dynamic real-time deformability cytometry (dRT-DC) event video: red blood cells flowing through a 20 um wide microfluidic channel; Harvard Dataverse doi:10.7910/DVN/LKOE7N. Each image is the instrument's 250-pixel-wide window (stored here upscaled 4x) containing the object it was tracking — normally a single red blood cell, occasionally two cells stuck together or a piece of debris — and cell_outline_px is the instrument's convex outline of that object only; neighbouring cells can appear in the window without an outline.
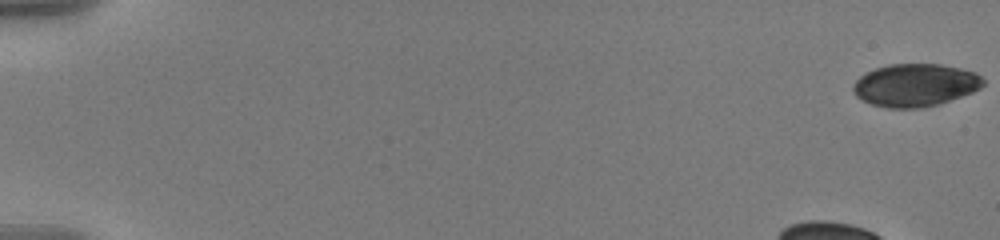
{"species": "human", "species_latin": "Homo sapiens", "temperature_condition": "warm", "stored_images_in_passage": 47, "camera_frame_rate_fps": 3000, "um_per_image_px": 0.085, "donor": {"sex": "male"}, "frame": {"image": 1, "passage_image": 1, "time_ms": 0.0, "image_size_px": [1000, 240], "cell_outline_px": [[984, 84], [980, 88], [972, 92], [940, 104], [924, 108], [888, 108], [872, 104], [856, 96], [852, 92], [852, 84], [864, 72], [888, 64], [940, 64], [960, 68], [976, 72], [984, 80]], "centroid_in_image_um": [77.78, 7.23], "position_along_channel_um": 7.2, "area_um2": 32.6}}
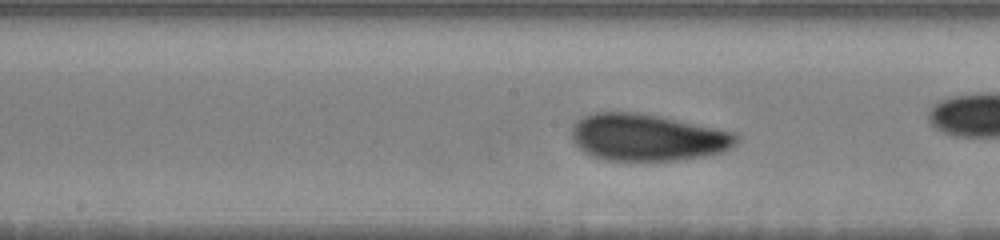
{"frame": {"image": 2, "passage_image": 30, "time_ms": 9.667, "image_size_px": [1000, 240], "cell_outline_px": [[740, 140], [736, 144], [720, 152], [704, 156], [676, 160], [608, 160], [592, 156], [584, 152], [572, 140], [572, 124], [576, 120], [584, 116], [596, 112], [640, 112], [660, 116], [736, 132], [740, 136]], "centroid_in_image_um": [55.03, 11.66], "position_along_channel_um": 193.2, "area_um2": 45.14}}
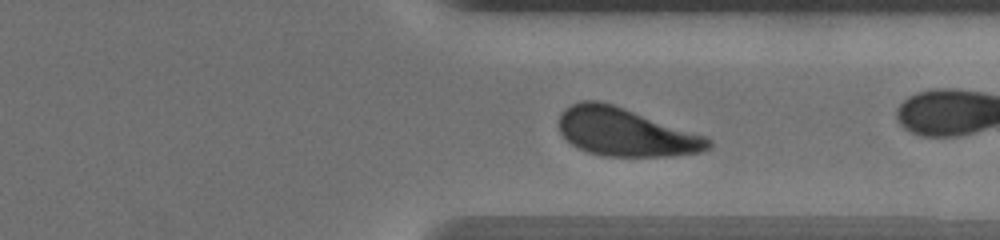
{"frame": {"image": 3, "passage_image": 44, "time_ms": 14.333, "image_size_px": [1000, 240], "cell_outline_px": [[712, 148], [700, 152], [672, 156], [604, 156], [588, 152], [572, 144], [560, 132], [560, 116], [564, 108], [580, 100], [600, 100], [708, 136], [712, 140]], "centroid_in_image_um": [53.22, 11.23], "position_along_channel_um": 358.2, "area_um2": 41.91}}